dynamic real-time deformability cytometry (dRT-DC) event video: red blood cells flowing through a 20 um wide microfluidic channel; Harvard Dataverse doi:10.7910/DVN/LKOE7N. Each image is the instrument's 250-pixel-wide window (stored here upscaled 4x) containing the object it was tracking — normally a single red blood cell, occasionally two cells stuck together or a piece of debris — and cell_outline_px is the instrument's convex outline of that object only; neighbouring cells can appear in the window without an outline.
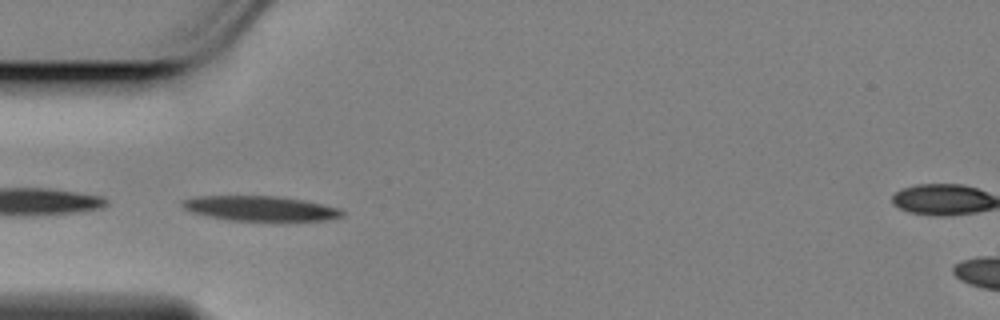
{"species": "Egyptian fruit bat (a non-hibernating species)", "species_latin": "Rousettus aegyptiacus", "temperature_condition": "cold", "stored_images_in_passage": 44, "camera_frame_rate_fps": 3000, "um_per_image_px": 0.085, "animal": {"sex": "female"}, "frame": {"image": 1, "passage_image": 4, "time_ms": 1.0, "image_size_px": [1000, 320], "cell_outline_px": [[344, 216], [324, 220], [224, 220], [192, 212], [184, 208], [180, 204], [180, 200], [192, 196], [276, 196], [304, 200], [336, 208], [344, 212]], "centroid_in_image_um": [22.02, 17.7], "position_along_channel_um": 63.0, "area_um2": 23.0}}
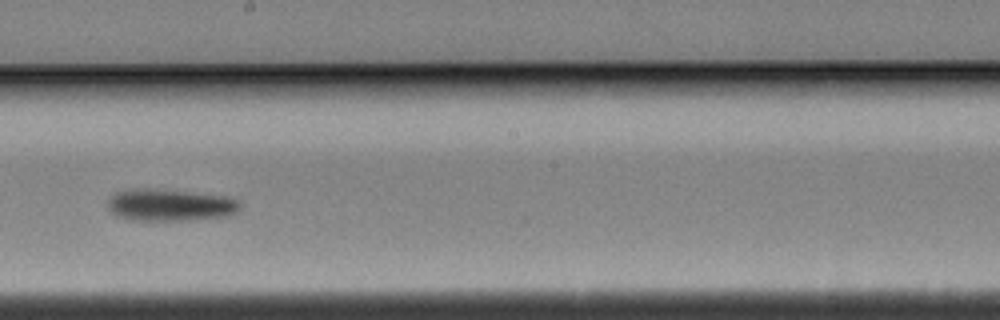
{"frame": {"image": 2, "passage_image": 19, "time_ms": 6.0, "image_size_px": [1000, 320], "cell_outline_px": [[240, 208], [232, 216], [192, 220], [132, 220], [116, 216], [108, 208], [108, 200], [116, 192], [136, 188], [192, 192], [228, 196], [240, 200]], "centroid_in_image_um": [14.51, 17.44], "position_along_channel_um": 233.7, "area_um2": 24.8}}
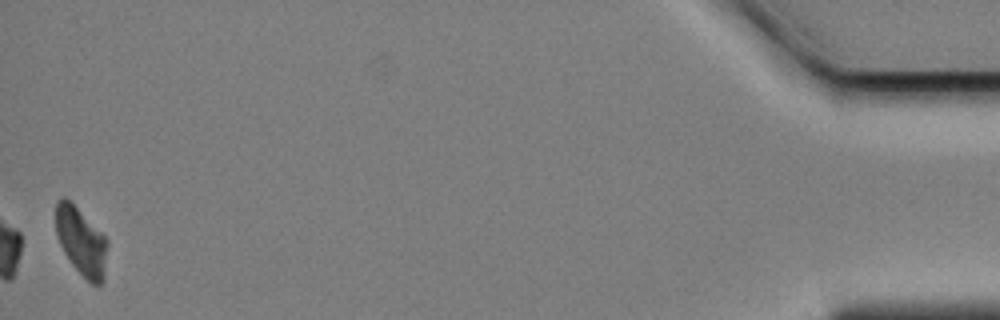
{"frame": {"image": 3, "passage_image": 44, "time_ms": 14.333, "image_size_px": [1000, 320], "cell_outline_px": [[108, 244], [104, 280], [100, 284], [92, 284], [72, 264], [64, 252], [60, 244], [56, 232], [56, 200], [60, 196], [64, 196], [108, 240]], "centroid_in_image_um": [6.9, 20.53], "position_along_channel_um": 428.3, "area_um2": 20.0}, "authors_computed_cell_mechanics": {"area_um2": 23.7269, "velocity_mm_per_s": 3.4363, "shape_relaxation_time_tau1_ms": 3.7409, "shape_relaxation_time_tau2_ms": null, "deformation_change_tau1": 0.1405, "deformation_change_tau2": null}}